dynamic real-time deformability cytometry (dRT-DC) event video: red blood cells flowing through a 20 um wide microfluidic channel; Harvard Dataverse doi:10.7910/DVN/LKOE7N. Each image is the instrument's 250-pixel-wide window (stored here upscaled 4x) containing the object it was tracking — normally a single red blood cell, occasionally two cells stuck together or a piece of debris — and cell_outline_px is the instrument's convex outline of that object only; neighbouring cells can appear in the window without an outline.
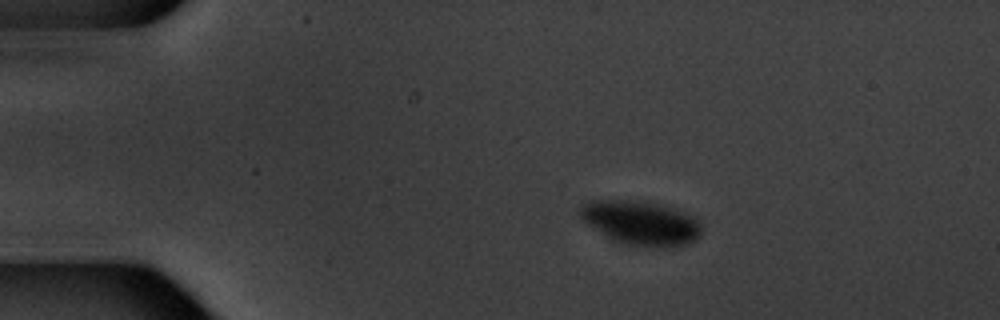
{"species": "common noctule bat (a hibernating species)", "species_latin": "Nyctalus noctula", "temperature_condition": "warm", "stored_images_in_passage": 3, "camera_frame_rate_fps": 3000, "um_per_image_px": 0.085, "animal": {"sex": "male", "body_mass_g": 20.1, "forearm_length_mm": 53.5}, "frame": {"image": 1, "passage_image": 1, "time_ms": 0.0, "image_size_px": [1000, 320], "cell_outline_px": [[700, 236], [696, 240], [688, 244], [672, 248], [652, 248], [628, 244], [612, 240], [588, 224], [580, 216], [580, 208], [584, 204], [592, 200], [628, 200], [660, 204], [676, 208], [692, 216], [700, 224]], "centroid_in_image_um": [54.52, 18.97], "position_along_channel_um": 30.5, "area_um2": 31.33}}